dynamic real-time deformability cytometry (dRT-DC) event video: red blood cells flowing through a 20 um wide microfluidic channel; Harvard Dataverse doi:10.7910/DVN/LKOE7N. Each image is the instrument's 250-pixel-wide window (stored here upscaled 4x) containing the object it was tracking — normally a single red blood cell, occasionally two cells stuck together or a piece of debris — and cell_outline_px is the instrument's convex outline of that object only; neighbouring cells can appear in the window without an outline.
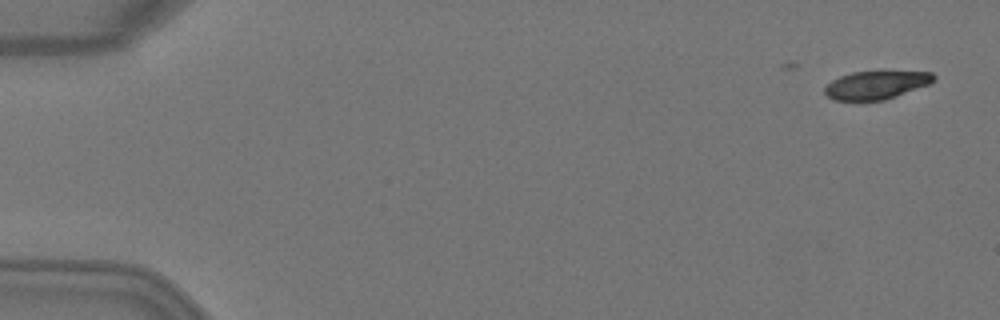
{"species": "Egyptian fruit bat (a non-hibernating species)", "species_latin": "Rousettus aegyptiacus", "temperature_condition": "warm", "stored_images_in_passage": 3, "camera_frame_rate_fps": 3000, "um_per_image_px": 0.085, "animal": {"sex": "female"}, "frame": {"image": 1, "passage_image": 3, "time_ms": 0.667, "image_size_px": [1000, 320], "cell_outline_px": [[936, 80], [928, 84], [896, 96], [884, 100], [832, 100], [824, 92], [824, 88], [832, 80], [840, 76], [852, 72], [932, 72], [936, 76]], "centroid_in_image_um": [74.46, 7.23], "position_along_channel_um": 10.5, "area_um2": 17.63}}